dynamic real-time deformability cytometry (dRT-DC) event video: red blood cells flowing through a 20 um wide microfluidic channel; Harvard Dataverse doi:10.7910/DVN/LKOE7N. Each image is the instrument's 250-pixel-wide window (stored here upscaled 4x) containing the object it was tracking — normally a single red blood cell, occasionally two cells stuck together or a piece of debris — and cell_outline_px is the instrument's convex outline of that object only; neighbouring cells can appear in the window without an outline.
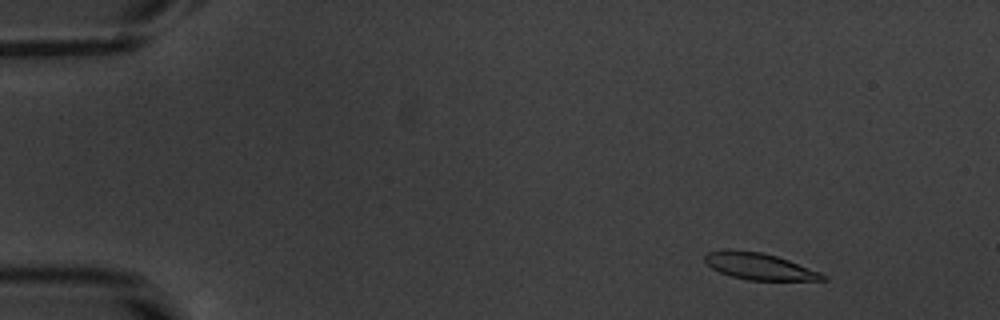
{"species": "common noctule bat (a hibernating species)", "species_latin": "Nyctalus noctula", "temperature_condition": "warm", "stored_images_in_passage": 51, "camera_frame_rate_fps": 3000, "um_per_image_px": 0.085, "animal": {"sex": "male", "body_mass_g": 20.1, "forearm_length_mm": 53.5}, "frame": {"image": 1, "passage_image": 4, "time_ms": 1.0, "image_size_px": [1000, 320], "cell_outline_px": [[828, 280], [748, 280], [732, 276], [720, 272], [712, 268], [704, 260], [704, 256], [708, 252], [724, 248], [732, 248], [764, 252], [788, 260], [820, 272], [828, 276]], "centroid_in_image_um": [64.51, 22.61], "position_along_channel_um": 20.5, "area_um2": 18.5}}
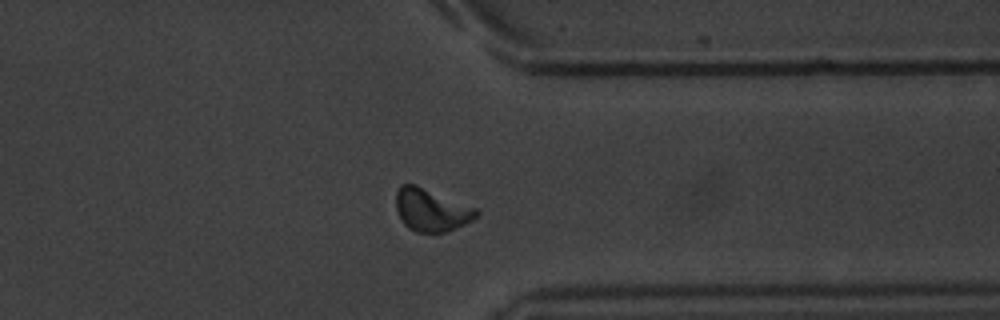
{"frame": {"image": 2, "passage_image": 40, "time_ms": 13.0, "image_size_px": [1000, 320], "cell_outline_px": [[480, 212], [472, 220], [448, 232], [416, 232], [408, 228], [404, 224], [396, 208], [396, 192], [400, 184], [416, 184], [476, 208]], "centroid_in_image_um": [36.64, 17.84], "position_along_channel_um": 374.8, "area_um2": 19.88}}
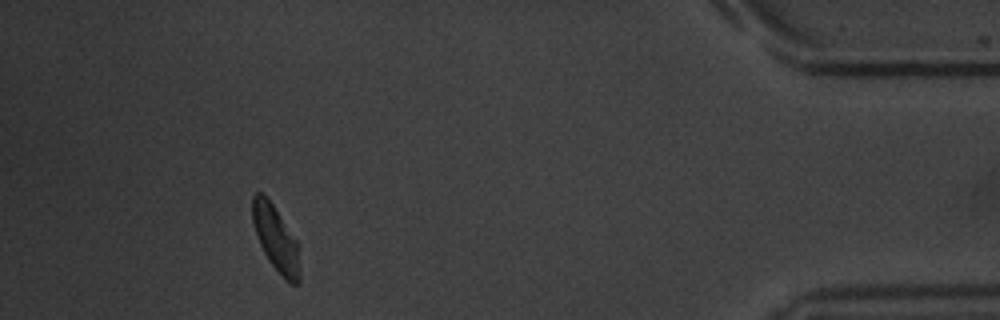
{"frame": {"image": 3, "passage_image": 47, "time_ms": 15.333, "image_size_px": [1000, 320], "cell_outline_px": [[300, 280], [296, 284], [292, 284], [284, 280], [268, 260], [260, 244], [252, 220], [252, 196], [256, 192], [260, 192], [272, 204], [296, 240], [300, 268]], "centroid_in_image_um": [23.44, 20.32], "position_along_channel_um": 411.8, "area_um2": 17.69}, "authors_computed_cell_mechanics": {"area_um2": 19.0162, "velocity_mm_per_s": 3.8083, "shape_relaxation_time_tau1_ms": 2.5227, "shape_relaxation_time_tau2_ms": 3.6712, "deformation_change_tau1": 0.1411, "deformation_change_tau2": 0.0818}}